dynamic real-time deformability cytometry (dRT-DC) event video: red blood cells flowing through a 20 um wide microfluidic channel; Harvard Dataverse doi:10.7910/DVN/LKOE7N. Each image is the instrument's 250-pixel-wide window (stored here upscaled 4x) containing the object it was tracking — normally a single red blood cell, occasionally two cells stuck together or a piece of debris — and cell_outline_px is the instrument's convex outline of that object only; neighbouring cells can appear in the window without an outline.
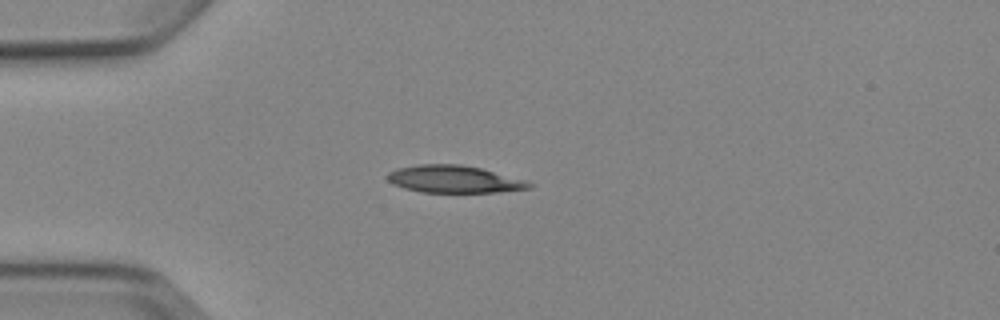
{"species": "Egyptian fruit bat (a non-hibernating species)", "species_latin": "Rousettus aegyptiacus", "temperature_condition": "cold", "stored_images_in_passage": 1, "camera_frame_rate_fps": 3000, "um_per_image_px": 0.085, "animal": {"sex": "female"}, "frame": {"image": 1, "passage_image": 1, "time_ms": 0.0, "image_size_px": [1000, 320], "cell_outline_px": [[536, 184], [532, 188], [496, 192], [420, 192], [404, 188], [392, 184], [388, 180], [388, 172], [396, 168], [416, 164], [460, 164], [480, 168], [524, 180]], "centroid_in_image_um": [38.57, 15.23], "position_along_channel_um": 46.4, "area_um2": 22.54}}